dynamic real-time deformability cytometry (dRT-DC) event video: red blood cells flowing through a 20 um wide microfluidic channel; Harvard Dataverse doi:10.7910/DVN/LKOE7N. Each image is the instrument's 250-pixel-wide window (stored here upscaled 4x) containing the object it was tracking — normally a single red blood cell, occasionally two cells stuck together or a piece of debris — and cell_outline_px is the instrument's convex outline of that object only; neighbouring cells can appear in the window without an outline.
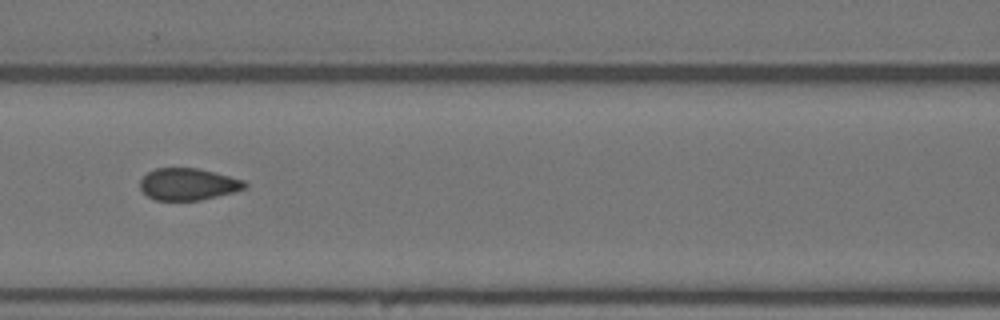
{"species": "Egyptian fruit bat (a non-hibernating species)", "species_latin": "Rousettus aegyptiacus", "temperature_condition": "warm", "stored_images_in_passage": 15, "segment_of_instrument_passage": [2, 2], "camera_frame_rate_fps": 3000, "um_per_image_px": 0.085, "animal": {"sex": "female"}, "frame": {"image": 1, "passage_image": 6, "time_ms": 6.667, "image_size_px": [1000, 320], "cell_outline_px": [[248, 184], [244, 188], [232, 192], [200, 200], [156, 200], [148, 196], [140, 188], [140, 180], [148, 172], [156, 168], [196, 168], [244, 180]], "centroid_in_image_um": [15.96, 15.65], "position_along_channel_um": 150.6, "area_um2": 19.13}}
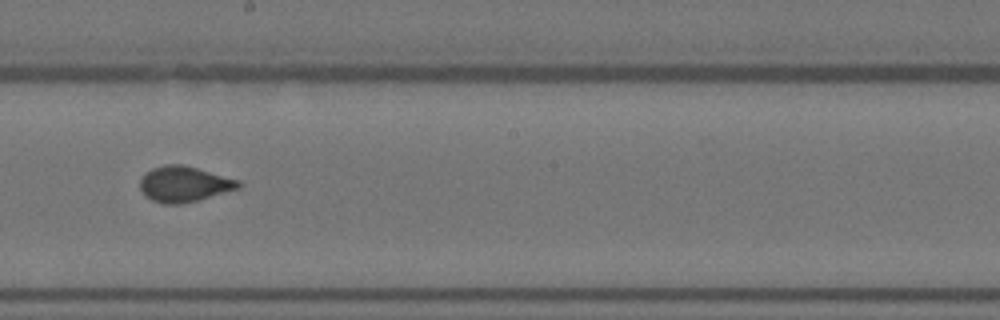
{"frame": {"image": 2, "passage_image": 8, "time_ms": 9.0, "image_size_px": [1000, 320], "cell_outline_px": [[244, 184], [240, 188], [196, 200], [180, 204], [164, 204], [152, 200], [144, 196], [140, 188], [140, 176], [144, 172], [152, 168], [164, 164], [180, 164], [196, 168], [240, 180]], "centroid_in_image_um": [15.62, 15.64], "position_along_channel_um": 232.6, "area_um2": 20.52}}
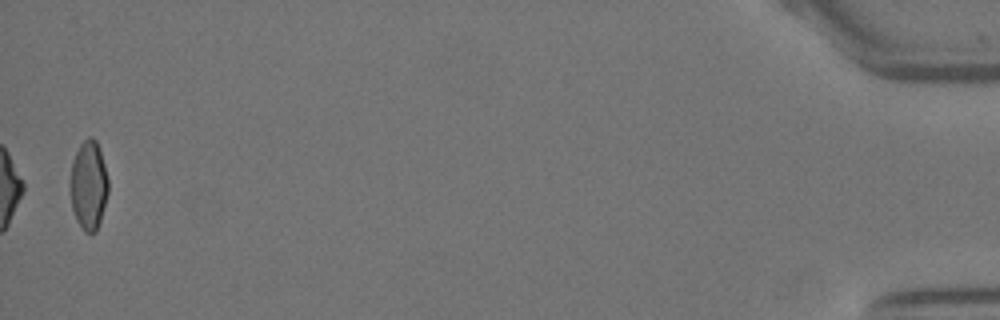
{"frame": {"image": 3, "passage_image": 15, "time_ms": 17.333, "image_size_px": [1000, 320], "cell_outline_px": [[108, 192], [100, 220], [96, 232], [84, 232], [76, 220], [72, 208], [68, 184], [72, 160], [80, 144], [88, 136], [92, 136], [96, 140], [104, 164], [108, 180]], "centroid_in_image_um": [7.49, 15.74], "position_along_channel_um": 427.7, "area_um2": 19.94}}